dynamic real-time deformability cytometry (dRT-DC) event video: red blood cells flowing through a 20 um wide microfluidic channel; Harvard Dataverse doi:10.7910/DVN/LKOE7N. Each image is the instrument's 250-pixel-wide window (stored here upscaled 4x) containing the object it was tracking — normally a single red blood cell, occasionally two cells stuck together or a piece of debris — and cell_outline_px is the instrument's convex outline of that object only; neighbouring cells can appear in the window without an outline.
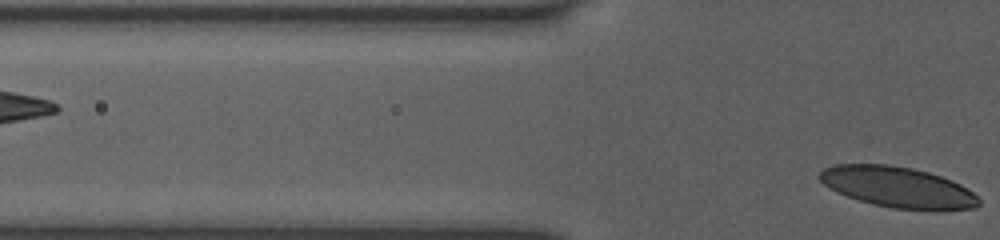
{"species": "human", "species_latin": "Homo sapiens", "temperature_condition": "room temperature", "stored_images_in_passage": 7, "segment_of_instrument_passage": [2, 2], "camera_frame_rate_fps": 3000, "um_per_image_px": 0.085, "donor": {"sex": "female"}, "frame": {"image": 1, "passage_image": 7, "time_ms": 2.0, "image_size_px": [1000, 240], "cell_outline_px": [[980, 204], [976, 208], [932, 212], [892, 208], [872, 204], [836, 192], [824, 184], [816, 176], [824, 168], [832, 164], [888, 164], [912, 168], [928, 172], [952, 180], [968, 188], [980, 200]], "centroid_in_image_um": [76.34, 15.93], "position_along_channel_um": 49.5, "area_um2": 38.44}}